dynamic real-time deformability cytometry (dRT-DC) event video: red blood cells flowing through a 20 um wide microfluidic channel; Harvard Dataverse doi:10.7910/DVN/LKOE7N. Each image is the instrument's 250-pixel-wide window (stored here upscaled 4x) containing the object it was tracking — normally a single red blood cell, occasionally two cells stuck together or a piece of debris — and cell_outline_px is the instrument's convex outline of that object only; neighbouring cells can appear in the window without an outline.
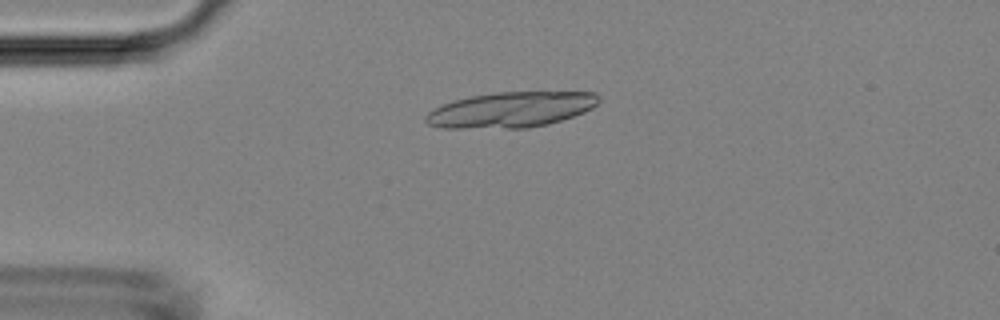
{"species": "Egyptian fruit bat (a non-hibernating species)", "species_latin": "Rousettus aegyptiacus", "temperature_condition": "room temperature", "stored_images_in_passage": 5, "camera_frame_rate_fps": 3000, "um_per_image_px": 0.085, "animal": {"sex": "female"}, "frame": {"image": 1, "passage_image": 4, "time_ms": 3.667, "image_size_px": [1000, 320], "cell_outline_px": [[600, 100], [592, 108], [584, 112], [548, 124], [528, 128], [440, 128], [428, 124], [424, 120], [424, 116], [428, 112], [444, 104], [456, 100], [472, 96], [496, 92], [596, 92], [600, 96]], "centroid_in_image_um": [43.44, 9.33], "position_along_channel_um": 41.6, "area_um2": 35.66}}